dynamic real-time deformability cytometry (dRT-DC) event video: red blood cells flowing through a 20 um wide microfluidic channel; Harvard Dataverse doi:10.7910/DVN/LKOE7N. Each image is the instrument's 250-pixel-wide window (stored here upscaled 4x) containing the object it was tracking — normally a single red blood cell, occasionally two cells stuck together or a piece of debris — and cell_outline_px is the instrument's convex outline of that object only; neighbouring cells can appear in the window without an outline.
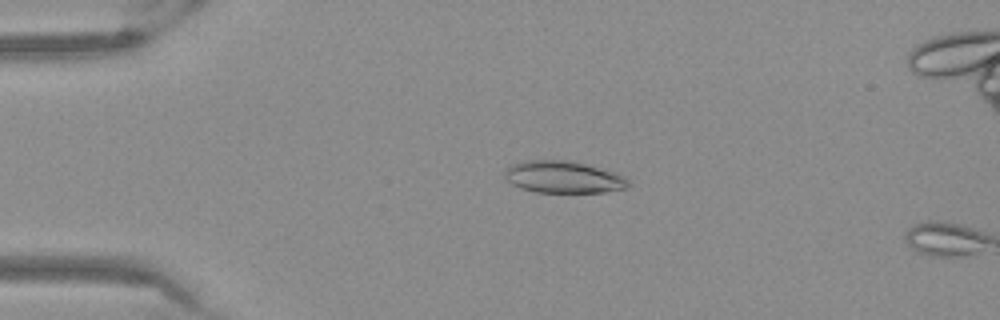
{"species": "Egyptian fruit bat (a non-hibernating species)", "species_latin": "Rousettus aegyptiacus", "temperature_condition": "warm", "stored_images_in_passage": 13, "camera_frame_rate_fps": 3000, "um_per_image_px": 0.085, "frame": {"image": 1, "passage_image": 11, "time_ms": 3.333, "image_size_px": [1000, 320], "cell_outline_px": [[632, 184], [628, 188], [604, 192], [536, 192], [520, 188], [512, 184], [504, 176], [504, 168], [512, 164], [528, 160], [568, 160], [584, 164], [612, 172], [624, 176]], "centroid_in_image_um": [47.87, 15.06], "position_along_channel_um": 37.1, "area_um2": 23.0}}